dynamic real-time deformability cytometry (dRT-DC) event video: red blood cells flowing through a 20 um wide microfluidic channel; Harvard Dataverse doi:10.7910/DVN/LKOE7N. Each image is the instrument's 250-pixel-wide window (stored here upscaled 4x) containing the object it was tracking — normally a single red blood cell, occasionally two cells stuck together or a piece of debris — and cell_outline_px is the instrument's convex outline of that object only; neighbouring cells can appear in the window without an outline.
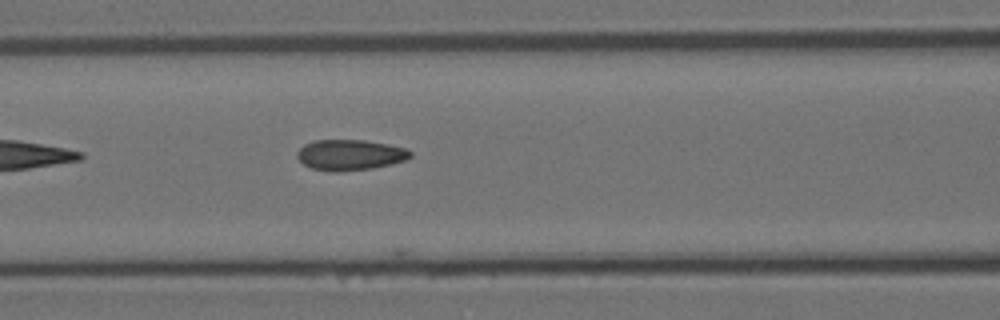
{"species": "Egyptian fruit bat (a non-hibernating species)", "species_latin": "Rousettus aegyptiacus", "temperature_condition": "room temperature", "stored_images_in_passage": 12, "camera_frame_rate_fps": 3000, "um_per_image_px": 0.085, "animal": {"sex": "female"}, "frame": {"image": 1, "passage_image": 10, "time_ms": 3.0, "image_size_px": [1000, 320], "cell_outline_px": [[412, 156], [404, 160], [392, 164], [372, 168], [340, 172], [332, 172], [312, 168], [304, 164], [296, 156], [296, 152], [304, 144], [316, 140], [364, 140], [388, 144], [408, 148], [412, 152]], "centroid_in_image_um": [29.76, 13.16], "position_along_channel_um": 136.8, "area_um2": 20.35}}